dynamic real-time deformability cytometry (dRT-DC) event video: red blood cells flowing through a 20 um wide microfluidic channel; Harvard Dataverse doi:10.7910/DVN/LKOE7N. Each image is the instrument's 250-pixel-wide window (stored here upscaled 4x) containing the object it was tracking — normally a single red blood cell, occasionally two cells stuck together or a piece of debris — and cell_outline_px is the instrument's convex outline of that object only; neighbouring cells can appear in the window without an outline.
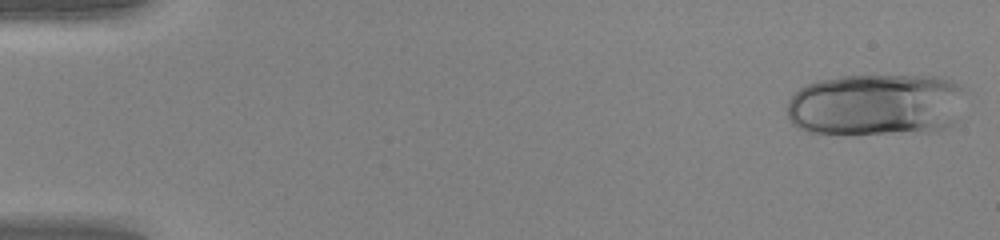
{"species": "human", "species_latin": "Homo sapiens", "temperature_condition": "warm", "stored_images_in_passage": 18, "camera_frame_rate_fps": 3000, "um_per_image_px": 0.085, "donor": {"sex": "female"}, "frame": {"image": 1, "passage_image": 1, "time_ms": 0.0, "image_size_px": [1000, 240], "cell_outline_px": [[960, 88], [956, 120], [952, 124], [936, 132], [808, 132], [792, 124], [788, 120], [788, 100], [800, 88], [808, 84], [820, 80], [840, 76], [940, 76], [952, 80], [960, 84]], "centroid_in_image_um": [74.43, 8.88], "position_along_channel_um": 10.6, "area_um2": 63.81}}
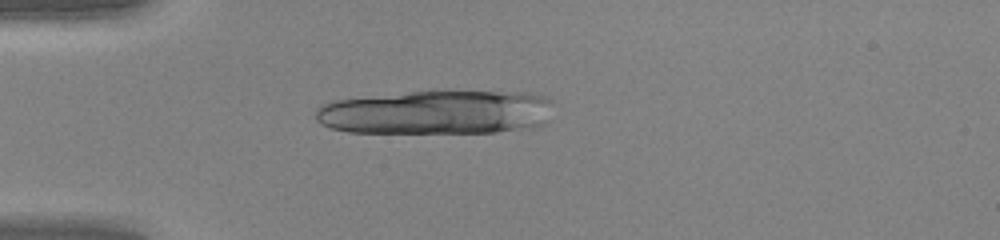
{"frame": {"image": 2, "passage_image": 13, "time_ms": 4.0, "image_size_px": [1000, 240], "cell_outline_px": [[552, 104], [548, 124], [536, 128], [496, 132], [348, 132], [332, 128], [320, 124], [316, 120], [316, 108], [320, 104], [332, 100], [412, 92], [528, 92], [548, 96], [552, 100]], "centroid_in_image_um": [37.18, 9.55], "position_along_channel_um": 47.8, "area_um2": 61.5}}